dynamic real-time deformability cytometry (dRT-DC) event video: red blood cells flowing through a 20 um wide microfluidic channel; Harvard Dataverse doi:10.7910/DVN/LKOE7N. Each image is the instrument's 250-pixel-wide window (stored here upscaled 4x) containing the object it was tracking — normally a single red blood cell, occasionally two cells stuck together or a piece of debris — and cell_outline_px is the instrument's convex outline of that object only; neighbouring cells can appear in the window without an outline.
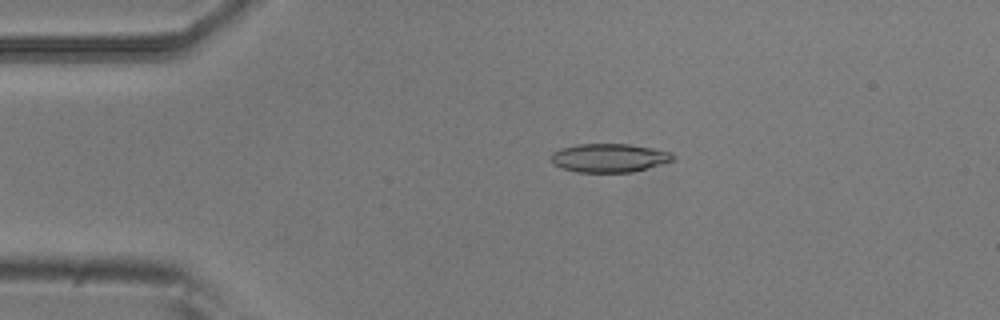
{"species": "common noctule bat (a hibernating species)", "species_latin": "Nyctalus noctula", "temperature_condition": "room temperature", "stored_images_in_passage": 2, "camera_frame_rate_fps": 3000, "um_per_image_px": 0.085, "animal": {"sex": "male", "body_mass_g": 20.5, "forearm_length_mm": 52.5}, "frame": {"image": 1, "passage_image": 1, "time_ms": 0.0, "image_size_px": [1000, 320], "cell_outline_px": [[676, 160], [648, 168], [632, 172], [576, 172], [560, 168], [552, 164], [552, 152], [560, 148], [576, 144], [628, 144], [652, 148], [672, 152], [676, 156]], "centroid_in_image_um": [51.8, 13.42], "position_along_channel_um": 33.2, "area_um2": 20.58}}